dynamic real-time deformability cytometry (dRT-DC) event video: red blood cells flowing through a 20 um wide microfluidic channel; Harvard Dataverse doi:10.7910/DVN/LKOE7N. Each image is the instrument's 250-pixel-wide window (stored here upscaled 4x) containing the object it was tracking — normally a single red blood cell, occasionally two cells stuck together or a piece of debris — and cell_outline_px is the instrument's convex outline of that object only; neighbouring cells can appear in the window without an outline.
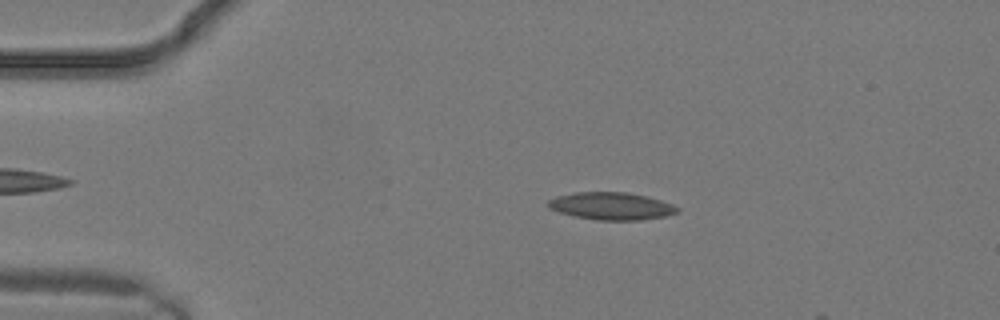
{"species": "common noctule bat (a hibernating species)", "species_latin": "Nyctalus noctula", "temperature_condition": "warm", "stored_images_in_passage": 2, "camera_frame_rate_fps": 3000, "um_per_image_px": 0.085, "animal": {"sex": "male", "body_mass_g": 19.2, "forearm_length_mm": 51.8}, "frame": {"image": 1, "passage_image": 2, "time_ms": 0.333, "image_size_px": [1000, 320], "cell_outline_px": [[680, 212], [664, 216], [640, 220], [596, 220], [576, 216], [560, 212], [552, 208], [548, 204], [548, 200], [556, 196], [576, 192], [628, 192], [648, 196], [672, 204], [680, 208]], "centroid_in_image_um": [52.01, 17.51], "position_along_channel_um": 33.0, "area_um2": 20.58}}